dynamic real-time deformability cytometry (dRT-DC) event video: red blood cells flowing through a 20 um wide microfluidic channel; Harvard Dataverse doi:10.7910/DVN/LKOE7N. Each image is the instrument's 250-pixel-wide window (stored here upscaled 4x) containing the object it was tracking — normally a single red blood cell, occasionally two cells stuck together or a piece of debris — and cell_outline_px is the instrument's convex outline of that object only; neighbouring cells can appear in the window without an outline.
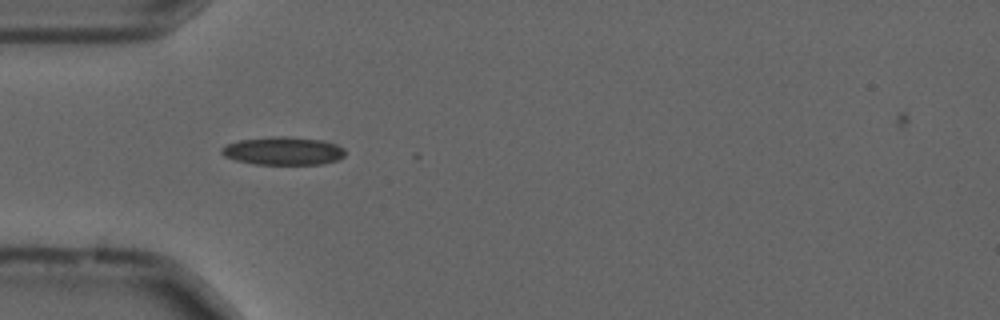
{"species": "common noctule bat (a hibernating species)", "species_latin": "Nyctalus noctula", "temperature_condition": "cold", "stored_images_in_passage": 11, "camera_frame_rate_fps": 3000, "um_per_image_px": 0.085, "animal": {"sex": "male", "forearm_length_mm": 52.5}, "frame": {"image": 1, "passage_image": 1, "time_ms": 0.0, "image_size_px": [1000, 320], "cell_outline_px": [[344, 156], [336, 160], [320, 164], [256, 164], [236, 160], [224, 156], [220, 152], [220, 148], [228, 144], [240, 140], [272, 136], [288, 136], [324, 140], [336, 144], [344, 148]], "centroid_in_image_um": [24.07, 12.82], "position_along_channel_um": 60.9, "area_um2": 20.23}}
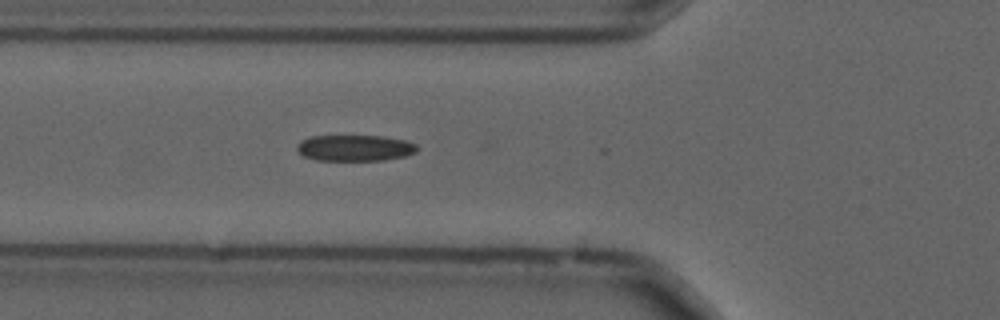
{"frame": {"image": 2, "passage_image": 4, "time_ms": 1.0, "image_size_px": [1000, 320], "cell_outline_px": [[416, 152], [404, 156], [384, 160], [316, 160], [304, 156], [296, 148], [296, 144], [300, 140], [308, 136], [384, 136], [404, 140], [416, 144]], "centroid_in_image_um": [30.12, 12.57], "position_along_channel_um": 95.7, "area_um2": 18.26}}
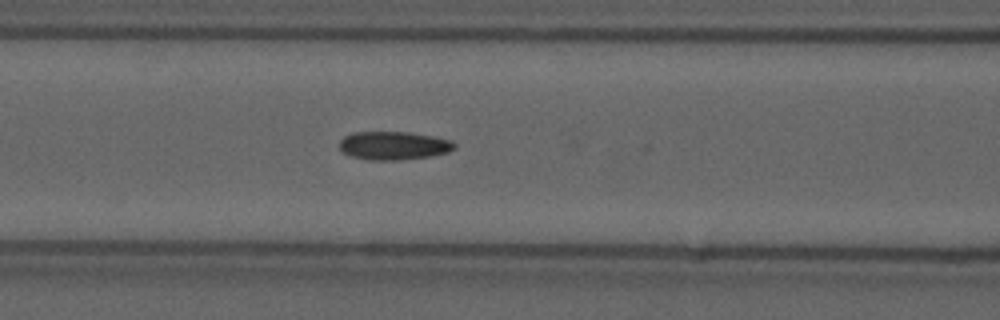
{"frame": {"image": 3, "passage_image": 7, "time_ms": 2.0, "image_size_px": [1000, 320], "cell_outline_px": [[456, 148], [448, 152], [432, 156], [400, 160], [368, 160], [352, 156], [344, 152], [340, 148], [340, 140], [344, 136], [352, 132], [408, 132], [432, 136], [452, 140], [456, 144]], "centroid_in_image_um": [33.48, 12.37], "position_along_channel_um": 133.1, "area_um2": 19.07}}